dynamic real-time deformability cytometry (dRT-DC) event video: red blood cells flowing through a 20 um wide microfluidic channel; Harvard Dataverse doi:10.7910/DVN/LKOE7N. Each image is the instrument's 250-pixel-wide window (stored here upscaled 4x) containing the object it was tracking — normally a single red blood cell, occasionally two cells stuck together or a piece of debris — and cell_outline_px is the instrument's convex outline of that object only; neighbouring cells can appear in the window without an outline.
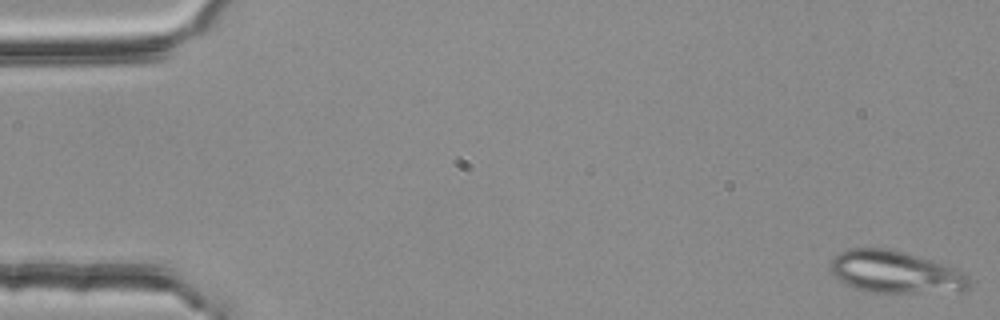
{"species": "common noctule bat (a hibernating species)", "species_latin": "Nyctalus noctula", "temperature_condition": "room temperature", "stored_images_in_passage": 4, "camera_frame_rate_fps": 3000, "um_per_image_px": 0.085, "animal": {"sex": "female", "body_mass_g": 25.1}, "frame": {"image": 1, "passage_image": 1, "time_ms": 0.0, "image_size_px": [1000, 320], "cell_outline_px": [[972, 288], [916, 292], [872, 292], [856, 288], [844, 284], [832, 272], [832, 260], [840, 252], [852, 248], [884, 248], [904, 252], [952, 268], [968, 276], [972, 280]], "centroid_in_image_um": [76.06, 23.12], "position_along_channel_um": 8.9, "area_um2": 33.0}}